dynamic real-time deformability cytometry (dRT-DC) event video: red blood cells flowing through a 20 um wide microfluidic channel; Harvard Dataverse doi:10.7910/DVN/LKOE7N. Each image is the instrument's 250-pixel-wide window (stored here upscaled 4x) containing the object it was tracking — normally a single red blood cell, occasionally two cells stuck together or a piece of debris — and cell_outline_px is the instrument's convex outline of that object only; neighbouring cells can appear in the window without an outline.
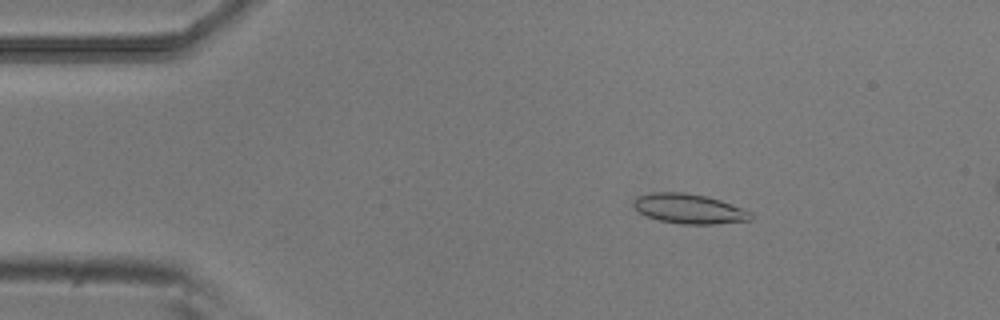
{"species": "common noctule bat (a hibernating species)", "species_latin": "Nyctalus noctula", "temperature_condition": "room temperature", "stored_images_in_passage": 15, "camera_frame_rate_fps": 3000, "um_per_image_px": 0.085, "animal": {"sex": "male", "body_mass_g": 20.5, "forearm_length_mm": 52.5}, "frame": {"image": 1, "passage_image": 9, "time_ms": 2.667, "image_size_px": [1000, 320], "cell_outline_px": [[752, 220], [712, 224], [680, 224], [660, 220], [648, 216], [640, 212], [632, 204], [636, 196], [652, 192], [684, 192], [704, 196], [720, 200], [752, 212]], "centroid_in_image_um": [58.57, 17.74], "position_along_channel_um": 26.4, "area_um2": 20.17}}